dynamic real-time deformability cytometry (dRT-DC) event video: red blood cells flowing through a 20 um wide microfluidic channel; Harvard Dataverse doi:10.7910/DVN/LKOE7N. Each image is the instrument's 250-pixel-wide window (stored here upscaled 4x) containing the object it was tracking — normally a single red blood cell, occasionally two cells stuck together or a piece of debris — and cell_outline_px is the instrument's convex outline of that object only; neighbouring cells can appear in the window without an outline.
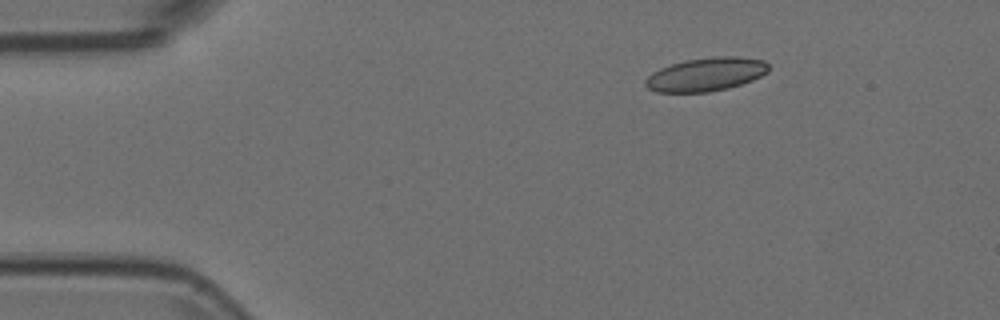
{"species": "Egyptian fruit bat (a non-hibernating species)", "species_latin": "Rousettus aegyptiacus", "temperature_condition": "room temperature", "stored_images_in_passage": 41, "camera_frame_rate_fps": 3000, "um_per_image_px": 0.085, "animal": {"sex": "female"}, "frame": {"image": 1, "passage_image": 1, "time_ms": 0.0, "image_size_px": [1000, 320], "cell_outline_px": [[768, 72], [752, 80], [728, 88], [708, 92], [656, 92], [648, 88], [644, 84], [644, 80], [652, 72], [660, 68], [684, 60], [712, 56], [736, 56], [764, 60], [768, 64]], "centroid_in_image_um": [59.99, 6.31], "position_along_channel_um": 25.0, "area_um2": 24.1}}
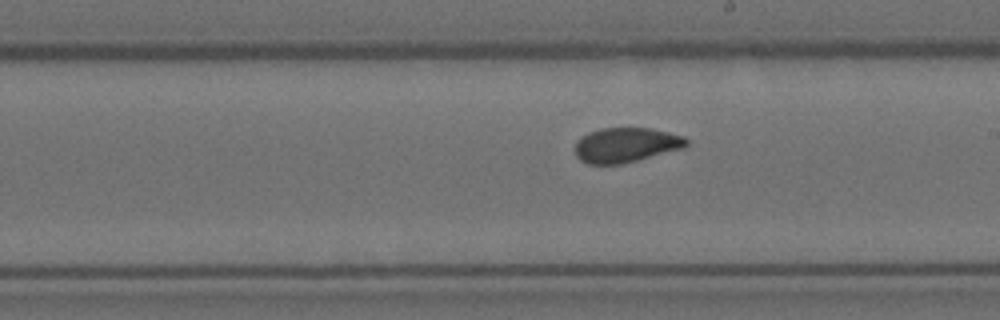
{"frame": {"image": 2, "passage_image": 23, "time_ms": 7.333, "image_size_px": [1000, 320], "cell_outline_px": [[688, 144], [684, 148], [624, 164], [588, 164], [580, 160], [576, 156], [576, 140], [588, 132], [600, 128], [652, 128], [684, 136], [688, 140]], "centroid_in_image_um": [53.21, 12.32], "position_along_channel_um": 235.8, "area_um2": 22.77}}
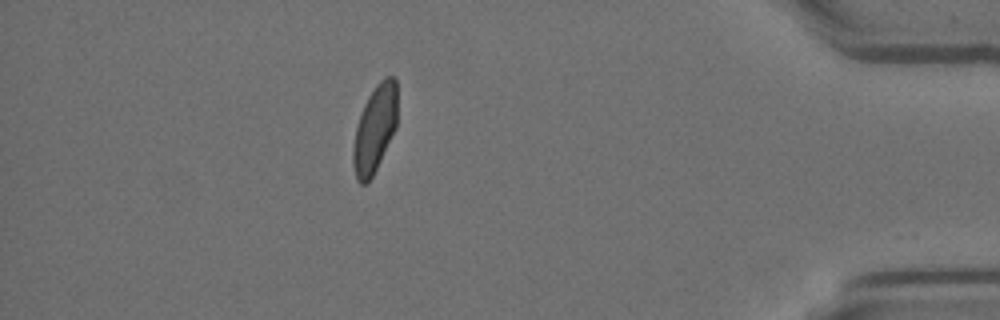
{"frame": {"image": 3, "passage_image": 40, "time_ms": 13.0, "image_size_px": [1000, 320], "cell_outline_px": [[396, 128], [372, 176], [364, 184], [360, 184], [356, 180], [352, 164], [352, 148], [356, 128], [364, 104], [368, 96], [376, 84], [384, 76], [396, 76]], "centroid_in_image_um": [31.84, 10.94], "position_along_channel_um": 403.4, "area_um2": 22.31}}